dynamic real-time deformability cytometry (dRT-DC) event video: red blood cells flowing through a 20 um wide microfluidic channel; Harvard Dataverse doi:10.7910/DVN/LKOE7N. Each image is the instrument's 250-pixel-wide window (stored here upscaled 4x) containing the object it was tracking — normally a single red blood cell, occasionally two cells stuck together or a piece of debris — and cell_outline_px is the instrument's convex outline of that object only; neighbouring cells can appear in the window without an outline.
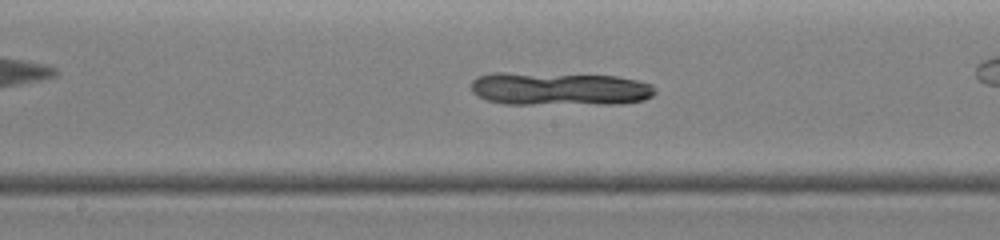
{"species": "common noctule bat (a hibernating species)", "species_latin": "Nyctalus noctula", "temperature_condition": "warm", "stored_images_in_passage": 20, "camera_frame_rate_fps": 3000, "um_per_image_px": 0.085, "animal": {"sex": "female", "body_mass_g": 19.0, "forearm_length_mm": 51.5}, "frame": {"image": 1, "passage_image": 12, "time_ms": 4.333, "image_size_px": [1000, 240], "cell_outline_px": [[656, 92], [652, 96], [644, 100], [620, 104], [504, 104], [488, 100], [476, 96], [472, 92], [472, 80], [476, 76], [492, 72], [504, 72], [616, 76], [636, 80], [652, 84], [656, 88]], "centroid_in_image_um": [47.54, 7.55], "position_along_channel_um": 200.7, "area_um2": 36.07}}
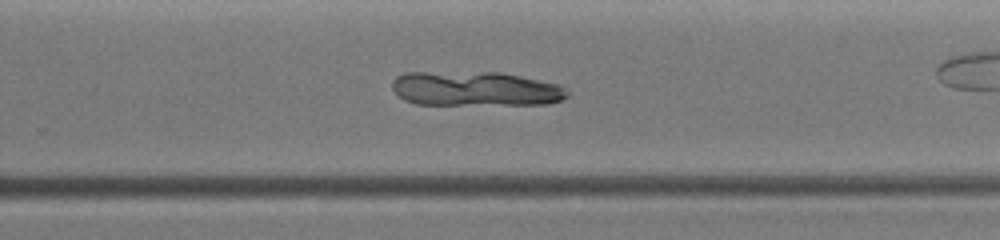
{"frame": {"image": 2, "passage_image": 17, "time_ms": 6.0, "image_size_px": [1000, 240], "cell_outline_px": [[568, 96], [560, 100], [548, 104], [416, 104], [404, 100], [392, 88], [392, 80], [396, 76], [404, 72], [500, 72], [560, 84], [568, 92]], "centroid_in_image_um": [40.4, 7.54], "position_along_channel_um": 289.4, "area_um2": 35.32}}